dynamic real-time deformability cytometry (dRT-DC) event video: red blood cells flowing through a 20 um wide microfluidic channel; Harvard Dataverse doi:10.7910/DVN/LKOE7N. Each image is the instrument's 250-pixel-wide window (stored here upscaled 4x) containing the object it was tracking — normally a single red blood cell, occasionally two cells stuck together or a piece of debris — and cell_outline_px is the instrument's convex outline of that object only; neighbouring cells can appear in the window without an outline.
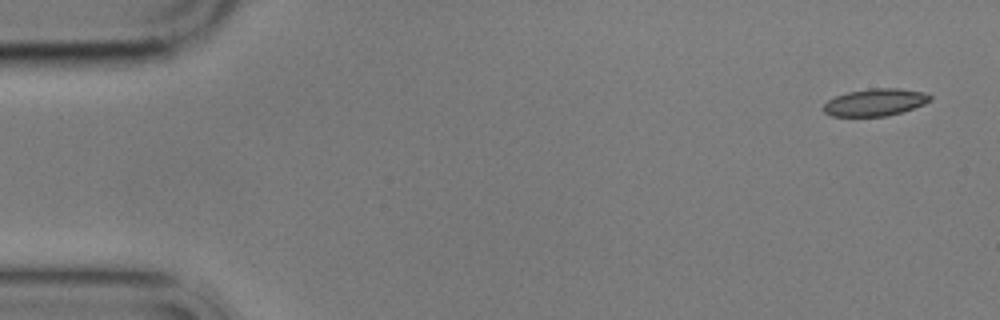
{"species": "common noctule bat (a hibernating species)", "species_latin": "Nyctalus noctula", "temperature_condition": "cold", "stored_images_in_passage": 3, "camera_frame_rate_fps": 3000, "um_per_image_px": 0.085, "animal": {"sex": "male", "body_mass_g": 17.9}, "frame": {"image": 1, "passage_image": 1, "time_ms": 0.0, "image_size_px": [1000, 320], "cell_outline_px": [[932, 100], [924, 104], [888, 116], [832, 116], [824, 112], [824, 104], [828, 100], [836, 96], [848, 92], [872, 88], [900, 88], [924, 92], [932, 96]], "centroid_in_image_um": [74.41, 8.69], "position_along_channel_um": 10.6, "area_um2": 16.82}}